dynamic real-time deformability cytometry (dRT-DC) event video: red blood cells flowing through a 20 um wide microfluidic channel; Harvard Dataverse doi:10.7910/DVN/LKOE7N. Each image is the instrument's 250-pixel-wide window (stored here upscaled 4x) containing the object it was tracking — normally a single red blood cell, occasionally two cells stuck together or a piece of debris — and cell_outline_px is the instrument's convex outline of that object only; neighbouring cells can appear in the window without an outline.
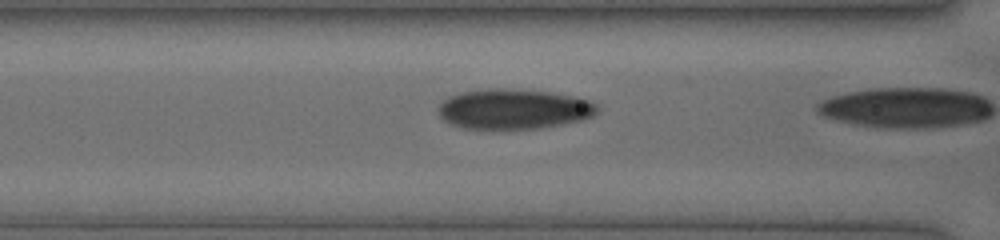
{"species": "human", "species_latin": "Homo sapiens", "temperature_condition": "cold", "stored_images_in_passage": 24, "segment_of_instrument_passage": [2, 2], "camera_frame_rate_fps": 3000, "um_per_image_px": 0.085, "donor": {"sex": "female"}, "frame": {"image": 1, "passage_image": 23, "time_ms": 7.333, "image_size_px": [1000, 240], "cell_outline_px": [[600, 108], [592, 116], [580, 120], [532, 128], [464, 128], [452, 124], [444, 120], [440, 116], [440, 104], [448, 96], [460, 92], [488, 88], [512, 88], [548, 92], [576, 96], [588, 100], [596, 104]], "centroid_in_image_um": [43.65, 9.24], "position_along_channel_um": 122.9, "area_um2": 36.7}}